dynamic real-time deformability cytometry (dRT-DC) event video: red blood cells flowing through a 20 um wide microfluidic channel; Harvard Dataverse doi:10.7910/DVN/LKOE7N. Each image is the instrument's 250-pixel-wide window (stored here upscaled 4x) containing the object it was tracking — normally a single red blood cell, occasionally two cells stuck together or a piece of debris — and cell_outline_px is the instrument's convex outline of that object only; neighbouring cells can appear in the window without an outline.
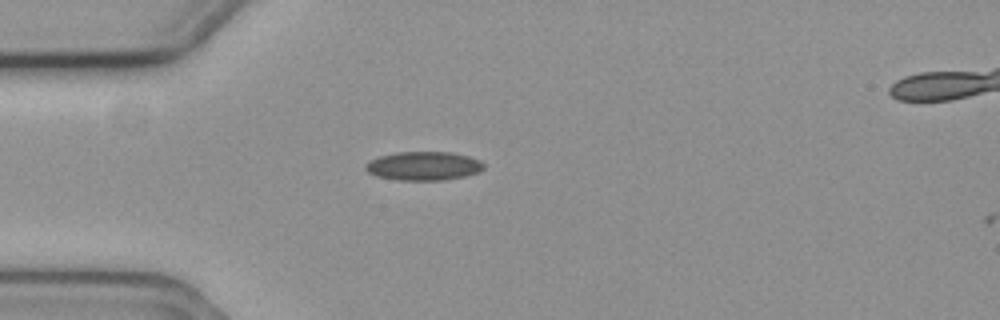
{"species": "common noctule bat (a hibernating species)", "species_latin": "Nyctalus noctula", "temperature_condition": "cold", "stored_images_in_passage": 2, "camera_frame_rate_fps": 3000, "um_per_image_px": 0.085, "animal": {"sex": "female", "body_mass_g": 19.3, "forearm_length_mm": 54.1}, "frame": {"image": 1, "passage_image": 1, "time_ms": 0.0, "image_size_px": [1000, 320], "cell_outline_px": [[484, 168], [480, 172], [464, 176], [444, 180], [396, 180], [376, 176], [368, 172], [364, 168], [368, 160], [380, 156], [396, 152], [452, 152], [468, 156], [480, 160], [484, 164]], "centroid_in_image_um": [36.0, 14.1], "position_along_channel_um": 49.0, "area_um2": 19.94}}